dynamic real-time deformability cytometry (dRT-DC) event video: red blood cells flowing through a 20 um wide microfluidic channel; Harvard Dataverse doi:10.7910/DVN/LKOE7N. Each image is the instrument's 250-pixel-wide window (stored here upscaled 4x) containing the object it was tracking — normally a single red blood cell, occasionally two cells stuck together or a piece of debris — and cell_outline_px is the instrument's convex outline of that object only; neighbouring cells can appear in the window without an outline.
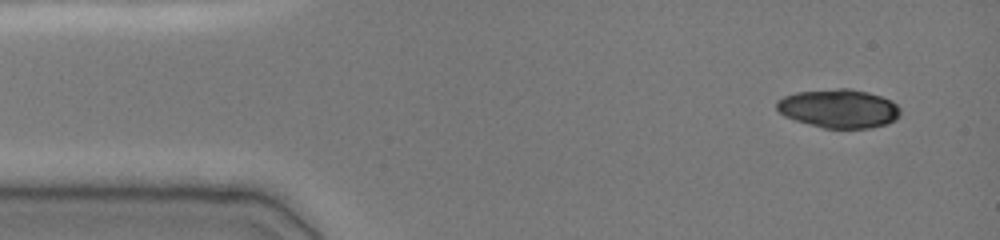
{"species": "common noctule bat (a hibernating species)", "species_latin": "Nyctalus noctula", "temperature_condition": "cold", "stored_images_in_passage": 6, "camera_frame_rate_fps": 3000, "um_per_image_px": 0.085, "animal": {"sex": "female", "body_mass_g": 19.0, "forearm_length_mm": 51.5}, "frame": {"image": 1, "passage_image": 1, "time_ms": 0.0, "image_size_px": [1000, 240], "cell_outline_px": [[900, 116], [896, 120], [888, 124], [868, 128], [824, 128], [796, 120], [784, 116], [776, 108], [776, 100], [784, 96], [796, 92], [836, 88], [848, 88], [868, 92], [892, 100], [900, 108]], "centroid_in_image_um": [71.31, 9.22], "position_along_channel_um": 13.7, "area_um2": 28.03}}